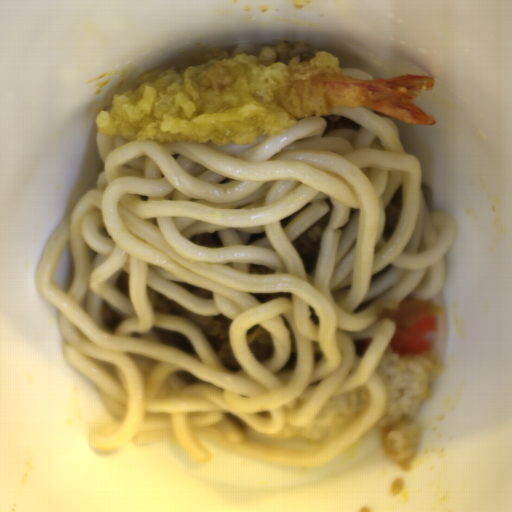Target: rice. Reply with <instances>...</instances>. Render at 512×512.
Listing matches in <instances>:
<instances>
[{"instance_id": "rice-1", "label": "rice", "mask_w": 512, "mask_h": 512, "mask_svg": "<svg viewBox=\"0 0 512 512\" xmlns=\"http://www.w3.org/2000/svg\"><path fill=\"white\" fill-rule=\"evenodd\" d=\"M376 370L386 388L387 409L375 425L385 456L404 471L421 445L414 416L444 369L432 354L400 355L388 345Z\"/></svg>"}, {"instance_id": "rice-2", "label": "rice", "mask_w": 512, "mask_h": 512, "mask_svg": "<svg viewBox=\"0 0 512 512\" xmlns=\"http://www.w3.org/2000/svg\"><path fill=\"white\" fill-rule=\"evenodd\" d=\"M368 406L369 394L365 386H360L332 398L322 408L313 424L282 425L276 432L267 435L283 441H298L321 448L354 423Z\"/></svg>"}]
</instances>
